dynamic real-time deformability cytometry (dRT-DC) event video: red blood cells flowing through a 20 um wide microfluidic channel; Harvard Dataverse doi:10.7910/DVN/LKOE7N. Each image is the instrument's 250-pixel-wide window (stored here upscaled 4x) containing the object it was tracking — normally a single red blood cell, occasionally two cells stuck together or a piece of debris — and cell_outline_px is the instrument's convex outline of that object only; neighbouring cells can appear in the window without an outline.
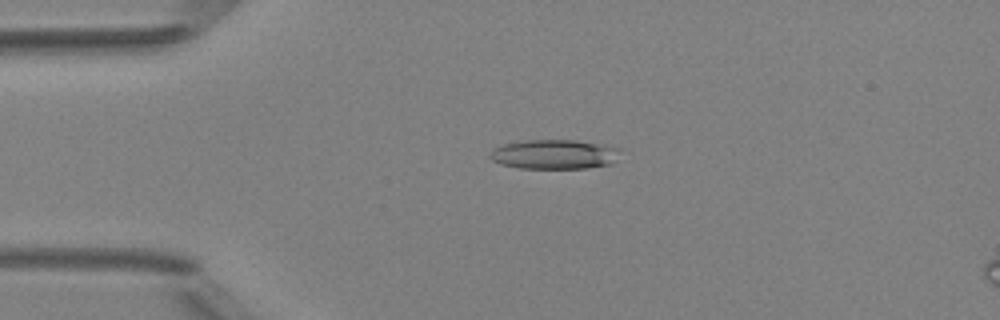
{"species": "Egyptian fruit bat (a non-hibernating species)", "species_latin": "Rousettus aegyptiacus", "temperature_condition": "room temperature", "stored_images_in_passage": 49, "camera_frame_rate_fps": 3000, "um_per_image_px": 0.085, "animal": {"sex": "female"}, "frame": {"image": 1, "passage_image": 12, "time_ms": 3.667, "image_size_px": [1000, 320], "cell_outline_px": [[620, 148], [616, 160], [612, 164], [588, 168], [516, 168], [500, 164], [492, 160], [488, 156], [488, 152], [492, 148], [504, 144], [524, 140], [576, 140], [600, 144]], "centroid_in_image_um": [47.07, 13.12], "position_along_channel_um": 37.9, "area_um2": 22.6}}
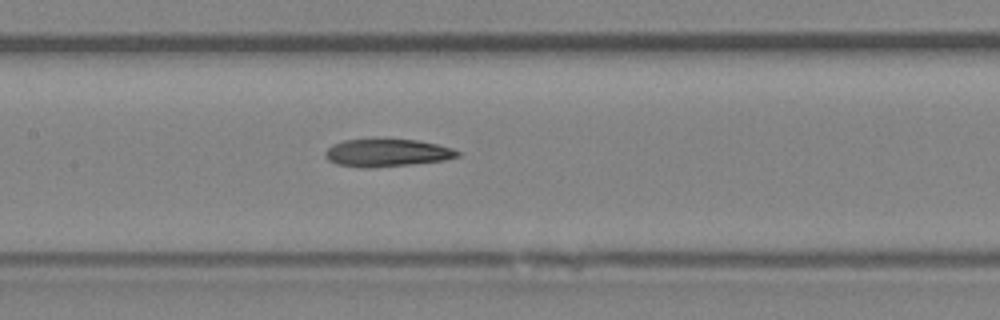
{"frame": {"image": 2, "passage_image": 24, "time_ms": 7.667, "image_size_px": [1000, 320], "cell_outline_px": [[460, 156], [444, 160], [408, 164], [368, 168], [360, 168], [336, 164], [328, 160], [324, 156], [324, 152], [332, 144], [344, 140], [376, 136], [384, 136], [416, 140], [436, 144], [452, 148], [460, 152]], "centroid_in_image_um": [32.82, 12.94], "position_along_channel_um": 174.6, "area_um2": 22.2}}
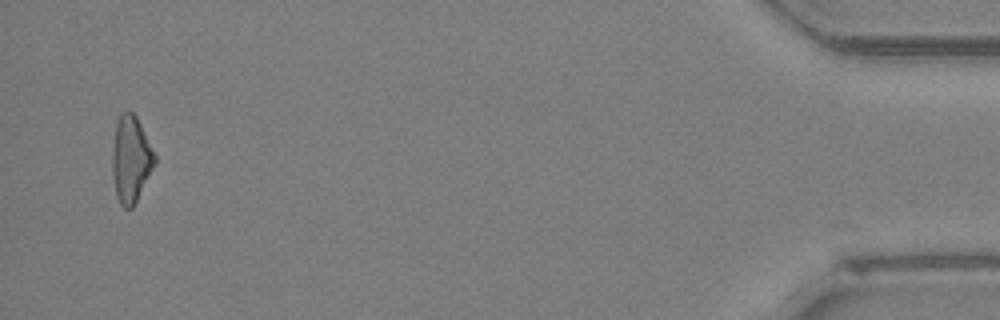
{"frame": {"image": 3, "passage_image": 48, "time_ms": 15.667, "image_size_px": [1000, 320], "cell_outline_px": [[156, 164], [132, 208], [124, 208], [120, 204], [116, 196], [112, 176], [112, 152], [116, 124], [120, 112], [128, 108], [136, 116], [156, 156]], "centroid_in_image_um": [11.11, 13.52], "position_along_channel_um": 424.1, "area_um2": 21.5}}